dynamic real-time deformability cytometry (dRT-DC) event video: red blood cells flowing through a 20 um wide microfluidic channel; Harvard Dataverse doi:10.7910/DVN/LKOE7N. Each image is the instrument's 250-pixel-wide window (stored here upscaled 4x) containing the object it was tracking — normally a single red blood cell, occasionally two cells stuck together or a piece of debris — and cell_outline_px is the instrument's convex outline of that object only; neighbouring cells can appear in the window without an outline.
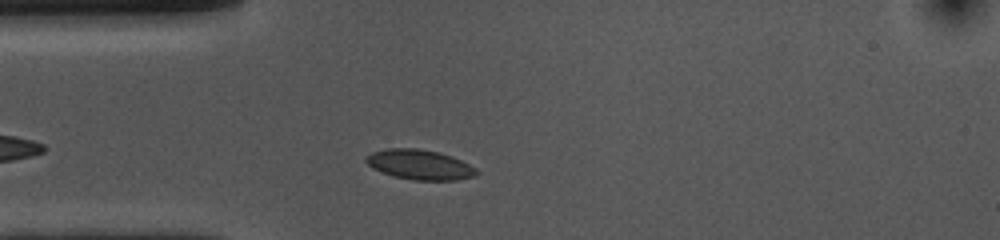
{"species": "common noctule bat (a hibernating species)", "species_latin": "Nyctalus noctula", "temperature_condition": "cold", "stored_images_in_passage": 33, "camera_frame_rate_fps": 3000, "um_per_image_px": 0.085, "animal": {"sex": "female", "body_mass_g": 10.0, "forearm_length_mm": 53.1}, "frame": {"image": 1, "passage_image": 6, "time_ms": 1.667, "image_size_px": [1000, 240], "cell_outline_px": [[480, 172], [476, 176], [456, 180], [412, 180], [396, 176], [372, 168], [364, 160], [372, 152], [388, 148], [416, 148], [440, 152], [452, 156], [476, 168]], "centroid_in_image_um": [35.71, 13.99], "position_along_channel_um": 49.3, "area_um2": 19.19}}
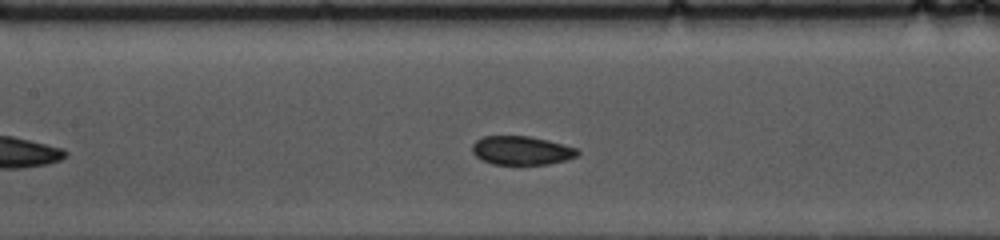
{"frame": {"image": 2, "passage_image": 16, "time_ms": 5.0, "image_size_px": [1000, 240], "cell_outline_px": [[580, 152], [576, 156], [564, 160], [548, 164], [492, 164], [476, 156], [472, 152], [472, 144], [476, 140], [484, 136], [528, 136], [548, 140], [580, 148]], "centroid_in_image_um": [44.35, 12.78], "position_along_channel_um": 163.1, "area_um2": 17.63}}
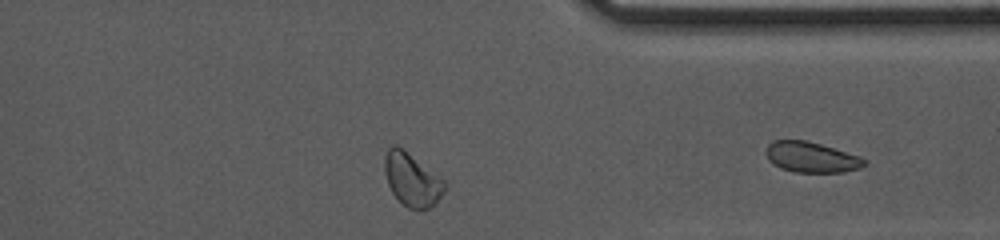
{"frame": {"image": 3, "passage_image": 31, "time_ms": 10.0, "image_size_px": [1000, 240], "cell_outline_px": [[444, 192], [428, 208], [420, 212], [408, 208], [392, 192], [388, 184], [384, 172], [384, 156], [388, 148], [392, 144], [396, 144], [404, 148], [444, 180]], "centroid_in_image_um": [34.98, 15.23], "position_along_channel_um": 376.4, "area_um2": 18.55}, "authors_computed_cell_mechanics": {"area_um2": 18.207, "velocity_mm_per_s": 3.588, "shape_relaxation_time_tau1_ms": 6.381, "shape_relaxation_time_tau2_ms": null, "deformation_change_tau1": 0.0729, "deformation_change_tau2": null}}